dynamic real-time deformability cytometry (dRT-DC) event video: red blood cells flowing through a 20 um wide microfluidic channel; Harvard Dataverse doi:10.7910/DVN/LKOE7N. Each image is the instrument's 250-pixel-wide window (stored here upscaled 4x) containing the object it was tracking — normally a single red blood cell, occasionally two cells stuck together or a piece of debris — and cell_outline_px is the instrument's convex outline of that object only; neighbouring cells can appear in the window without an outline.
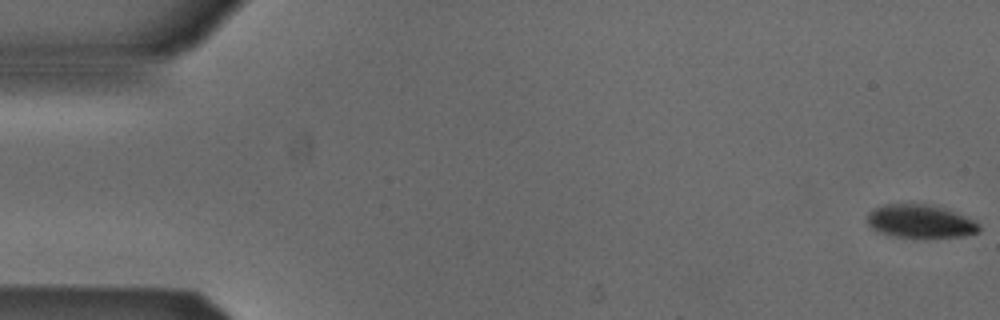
{"species": "Egyptian fruit bat (a non-hibernating species)", "species_latin": "Rousettus aegyptiacus", "temperature_condition": "cold", "stored_images_in_passage": 14, "camera_frame_rate_fps": 3000, "um_per_image_px": 0.085, "animal": {"sex": "male"}, "frame": {"image": 1, "passage_image": 1, "time_ms": 0.0, "image_size_px": [1000, 320], "cell_outline_px": [[980, 232], [964, 236], [892, 236], [876, 232], [868, 224], [868, 212], [872, 208], [884, 204], [924, 204], [944, 208], [976, 220], [980, 224]], "centroid_in_image_um": [78.21, 18.8], "position_along_channel_um": 6.8, "area_um2": 21.5}}
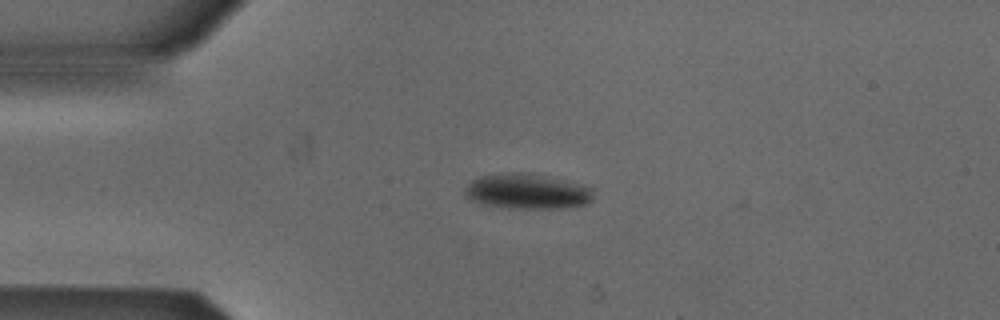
{"frame": {"image": 2, "passage_image": 13, "time_ms": 4.0, "image_size_px": [1000, 320], "cell_outline_px": [[592, 200], [584, 204], [564, 208], [508, 208], [480, 204], [468, 200], [464, 196], [464, 188], [472, 180], [480, 176], [540, 176], [564, 180], [580, 184], [592, 188]], "centroid_in_image_um": [44.78, 16.34], "position_along_channel_um": 40.2, "area_um2": 25.26}}